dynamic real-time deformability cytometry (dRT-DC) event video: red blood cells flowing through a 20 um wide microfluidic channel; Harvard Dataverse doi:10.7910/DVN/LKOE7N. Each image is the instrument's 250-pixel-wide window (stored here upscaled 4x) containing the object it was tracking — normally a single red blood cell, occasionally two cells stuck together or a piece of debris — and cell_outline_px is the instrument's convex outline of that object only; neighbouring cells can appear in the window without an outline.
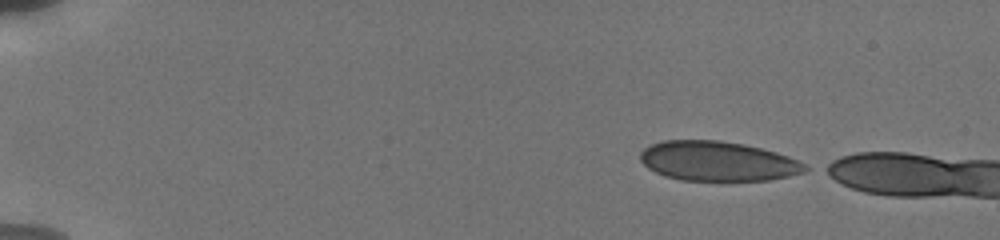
{"species": "human", "species_latin": "Homo sapiens", "temperature_condition": "cold", "stored_images_in_passage": 5, "camera_frame_rate_fps": 3000, "um_per_image_px": 0.085, "donor": {"sex": "male"}, "frame": {"image": 1, "passage_image": 1, "time_ms": 0.0, "image_size_px": [1000, 240], "cell_outline_px": [[812, 168], [804, 172], [788, 176], [768, 180], [680, 180], [664, 176], [648, 168], [640, 160], [640, 152], [644, 148], [652, 144], [664, 140], [720, 140], [744, 144], [776, 152], [788, 156], [808, 164]], "centroid_in_image_um": [61.03, 13.7], "position_along_channel_um": 24.0, "area_um2": 38.21}}